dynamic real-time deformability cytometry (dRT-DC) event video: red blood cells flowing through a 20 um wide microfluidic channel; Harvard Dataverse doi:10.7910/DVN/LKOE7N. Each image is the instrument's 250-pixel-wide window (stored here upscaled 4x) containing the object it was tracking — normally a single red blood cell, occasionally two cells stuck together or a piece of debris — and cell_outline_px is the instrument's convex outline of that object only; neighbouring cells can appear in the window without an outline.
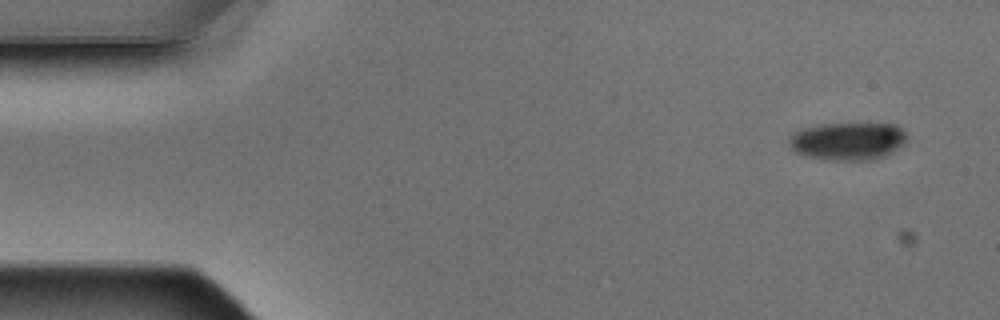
{"species": "Egyptian fruit bat (a non-hibernating species)", "species_latin": "Rousettus aegyptiacus", "temperature_condition": "warm", "stored_images_in_passage": 9, "camera_frame_rate_fps": 3000, "um_per_image_px": 0.085, "animal": {"sex": "male"}, "frame": {"image": 1, "passage_image": 1, "time_ms": 0.0, "image_size_px": [1000, 320], "cell_outline_px": [[908, 140], [904, 144], [884, 156], [872, 160], [832, 160], [808, 156], [796, 152], [788, 148], [788, 136], [800, 128], [820, 124], [896, 124], [904, 132]], "centroid_in_image_um": [72.02, 11.99], "position_along_channel_um": 13.0, "area_um2": 26.07}}
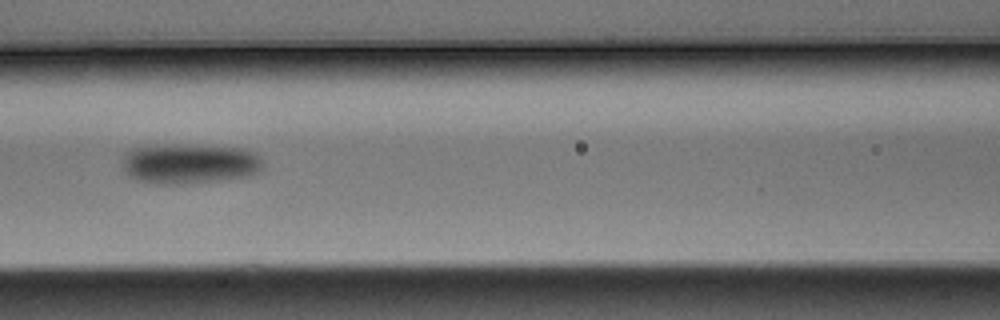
{"frame": {"image": 2, "passage_image": 7, "time_ms": 2.0, "image_size_px": [1000, 320], "cell_outline_px": [[264, 164], [260, 172], [248, 176], [216, 180], [180, 184], [156, 184], [140, 180], [128, 176], [124, 172], [120, 160], [120, 156], [124, 152], [132, 148], [152, 144], [172, 144], [244, 148], [256, 152], [264, 160]], "centroid_in_image_um": [16.06, 13.89], "position_along_channel_um": 150.5, "area_um2": 33.64}}
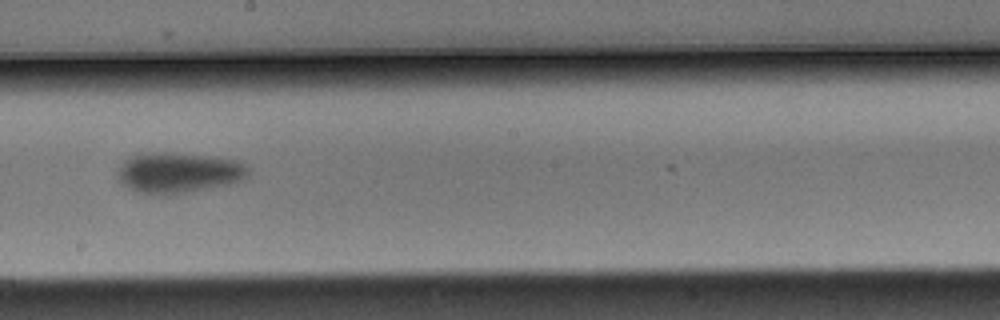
{"frame": {"image": 3, "passage_image": 9, "time_ms": 2.667, "image_size_px": [1000, 320], "cell_outline_px": [[248, 176], [244, 180], [228, 184], [192, 192], [168, 196], [164, 196], [140, 192], [116, 180], [116, 172], [124, 160], [136, 152], [172, 152], [216, 156], [236, 160], [244, 164], [248, 168]], "centroid_in_image_um": [15.15, 14.66], "position_along_channel_um": 233.0, "area_um2": 31.67}}